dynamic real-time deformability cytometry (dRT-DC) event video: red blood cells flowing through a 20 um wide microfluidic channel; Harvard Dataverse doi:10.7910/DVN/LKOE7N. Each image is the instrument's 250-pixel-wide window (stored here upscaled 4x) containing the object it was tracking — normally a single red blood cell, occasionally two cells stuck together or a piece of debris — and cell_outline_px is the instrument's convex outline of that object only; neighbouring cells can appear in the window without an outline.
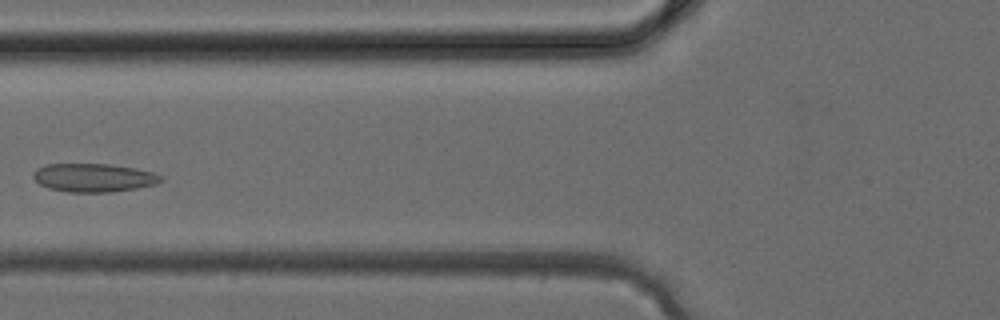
{"species": "common noctule bat (a hibernating species)", "species_latin": "Nyctalus noctula", "temperature_condition": "cold", "stored_images_in_passage": 36, "camera_frame_rate_fps": 3000, "um_per_image_px": 0.085, "animal": {"sex": "female", "body_mass_g": 24.6, "forearm_length_mm": 56.2}, "frame": {"image": 1, "passage_image": 12, "time_ms": 3.667, "image_size_px": [1000, 320], "cell_outline_px": [[164, 180], [156, 184], [136, 188], [108, 192], [68, 192], [48, 188], [40, 184], [32, 176], [36, 168], [48, 164], [108, 164], [136, 168], [152, 172], [164, 176]], "centroid_in_image_um": [7.98, 15.1], "position_along_channel_um": 117.8, "area_um2": 21.15}}
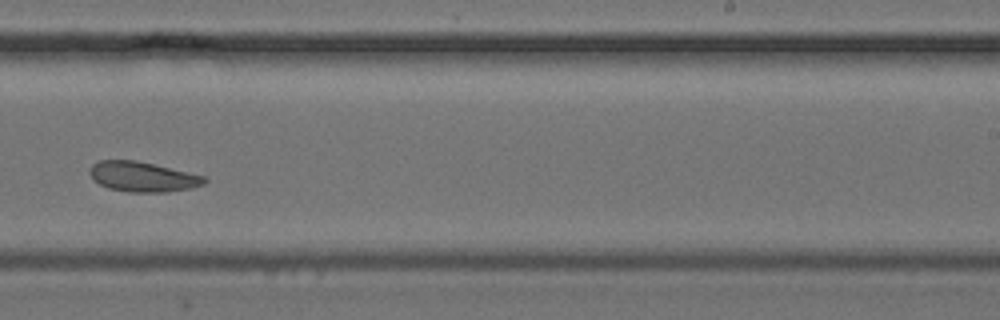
{"frame": {"image": 2, "passage_image": 21, "time_ms": 6.667, "image_size_px": [1000, 320], "cell_outline_px": [[208, 180], [204, 184], [192, 188], [168, 192], [128, 192], [108, 188], [92, 180], [88, 172], [88, 168], [92, 164], [100, 160], [136, 160], [188, 172], [204, 176]], "centroid_in_image_um": [12.09, 15.03], "position_along_channel_um": 276.9, "area_um2": 20.23}}
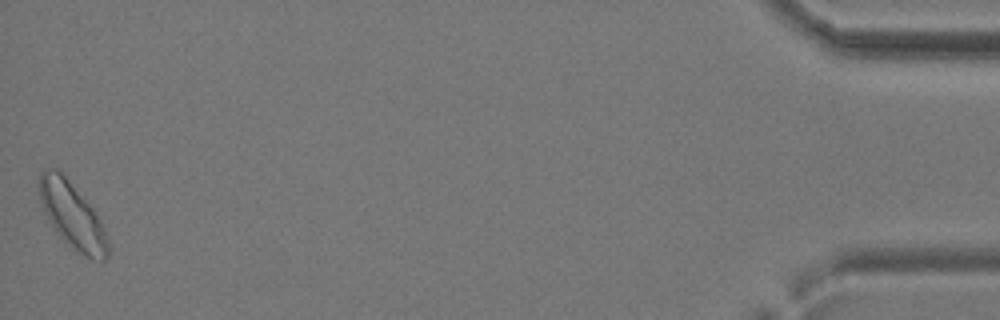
{"frame": {"image": 3, "passage_image": 35, "time_ms": 11.333, "image_size_px": [1000, 320], "cell_outline_px": [[112, 248], [108, 256], [104, 260], [92, 260], [72, 248], [60, 236], [48, 220], [44, 212], [40, 200], [40, 172], [44, 168], [56, 168], [64, 176], [92, 208], [100, 220], [104, 228]], "centroid_in_image_um": [6.18, 18.37], "position_along_channel_um": 429.0, "area_um2": 26.07}}